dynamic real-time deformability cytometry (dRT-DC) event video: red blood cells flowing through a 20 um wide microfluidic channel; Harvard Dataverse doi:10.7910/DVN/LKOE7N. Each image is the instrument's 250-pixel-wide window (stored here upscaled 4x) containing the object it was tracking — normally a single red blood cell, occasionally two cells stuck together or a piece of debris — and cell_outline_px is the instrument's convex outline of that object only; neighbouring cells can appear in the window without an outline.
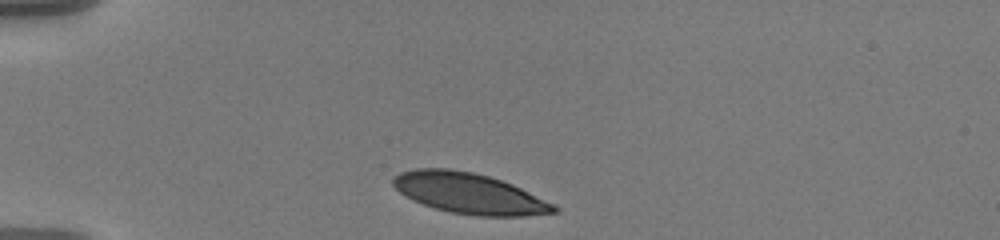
{"species": "human", "species_latin": "Homo sapiens", "temperature_condition": "warm", "stored_images_in_passage": 4, "camera_frame_rate_fps": 3000, "um_per_image_px": 0.085, "donor": {"sex": "male"}, "frame": {"image": 1, "passage_image": 1, "time_ms": 0.0, "image_size_px": [1000, 240], "cell_outline_px": [[560, 208], [556, 212], [520, 216], [476, 216], [452, 212], [436, 208], [412, 200], [400, 192], [392, 184], [392, 180], [400, 172], [416, 168], [448, 168], [472, 172], [488, 176], [512, 184], [556, 204]], "centroid_in_image_um": [39.9, 16.43], "position_along_channel_um": 45.1, "area_um2": 37.92}}
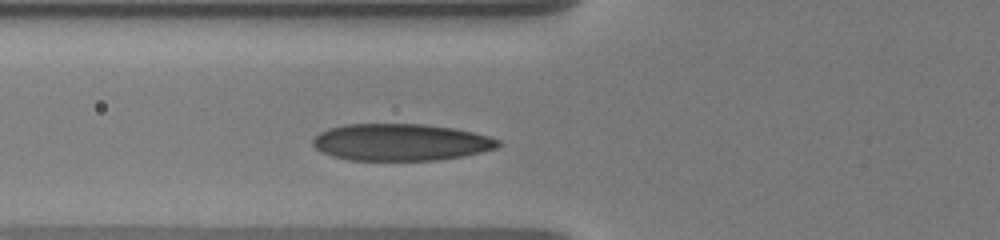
{"frame": {"image": 2, "passage_image": 4, "time_ms": 1.0, "image_size_px": [1000, 240], "cell_outline_px": [[500, 144], [496, 148], [464, 156], [436, 160], [348, 160], [332, 156], [320, 152], [312, 144], [312, 140], [320, 132], [328, 128], [344, 124], [424, 124], [452, 128], [472, 132], [488, 136], [500, 140]], "centroid_in_image_um": [34.02, 12.09], "position_along_channel_um": 91.8, "area_um2": 39.88}}